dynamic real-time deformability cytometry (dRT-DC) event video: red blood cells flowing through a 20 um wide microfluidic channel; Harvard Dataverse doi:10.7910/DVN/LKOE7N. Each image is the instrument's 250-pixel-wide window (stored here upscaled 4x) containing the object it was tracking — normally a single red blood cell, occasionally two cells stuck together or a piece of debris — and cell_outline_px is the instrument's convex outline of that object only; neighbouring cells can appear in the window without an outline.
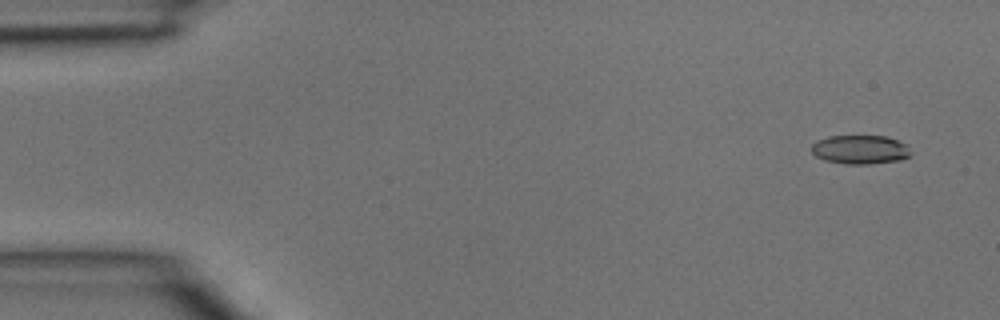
{"species": "common noctule bat (a hibernating species)", "species_latin": "Nyctalus noctula", "temperature_condition": "room temperature", "stored_images_in_passage": 5, "camera_frame_rate_fps": 3000, "um_per_image_px": 0.085, "animal": {"sex": "male", "body_mass_g": 15.6}, "frame": {"image": 1, "passage_image": 1, "time_ms": 0.0, "image_size_px": [1000, 320], "cell_outline_px": [[912, 152], [908, 156], [900, 160], [868, 164], [844, 164], [824, 160], [816, 156], [812, 152], [812, 144], [816, 140], [828, 136], [884, 136], [908, 144]], "centroid_in_image_um": [73.11, 12.71], "position_along_channel_um": 11.9, "area_um2": 16.82}}
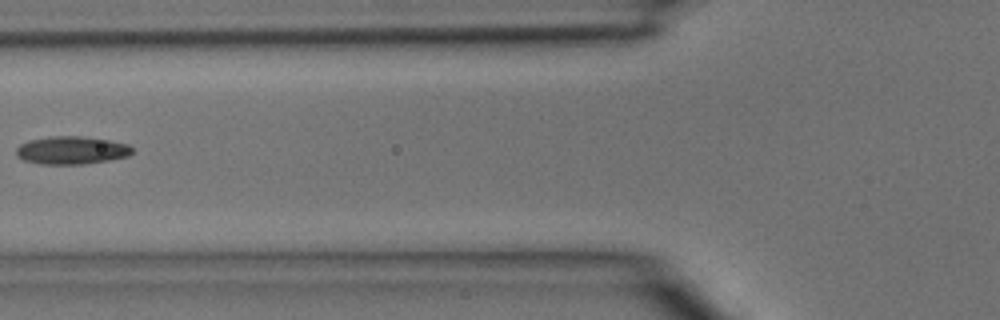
{"frame": {"image": 2, "passage_image": 5, "time_ms": 1.333, "image_size_px": [1000, 320], "cell_outline_px": [[132, 152], [128, 156], [108, 160], [84, 164], [40, 164], [24, 160], [16, 156], [16, 148], [20, 144], [28, 140], [52, 136], [84, 136], [108, 140], [128, 144], [132, 148]], "centroid_in_image_um": [6.05, 12.77], "position_along_channel_um": 119.7, "area_um2": 18.9}}